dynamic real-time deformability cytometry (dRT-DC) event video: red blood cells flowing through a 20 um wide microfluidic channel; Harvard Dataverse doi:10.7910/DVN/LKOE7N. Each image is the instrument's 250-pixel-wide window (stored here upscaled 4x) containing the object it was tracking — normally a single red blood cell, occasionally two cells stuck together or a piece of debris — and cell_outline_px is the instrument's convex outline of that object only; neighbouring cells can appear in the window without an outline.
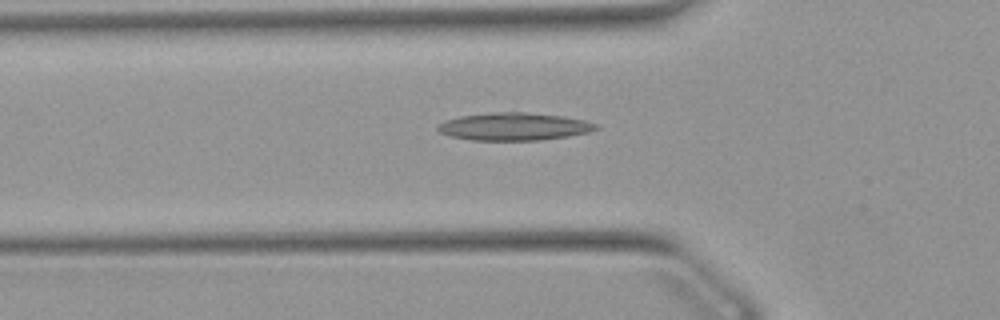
{"species": "Egyptian fruit bat (a non-hibernating species)", "species_latin": "Rousettus aegyptiacus", "temperature_condition": "warm", "stored_images_in_passage": 32, "camera_frame_rate_fps": 3000, "um_per_image_px": 0.085, "animal": {"sex": "female"}, "frame": {"image": 1, "passage_image": 2, "time_ms": 0.333, "image_size_px": [1000, 320], "cell_outline_px": [[600, 128], [588, 132], [568, 136], [540, 140], [472, 140], [452, 136], [440, 132], [436, 128], [436, 124], [460, 116], [496, 112], [524, 112], [560, 116], [584, 120], [600, 124]], "centroid_in_image_um": [43.72, 10.76], "position_along_channel_um": 82.1, "area_um2": 25.32}}
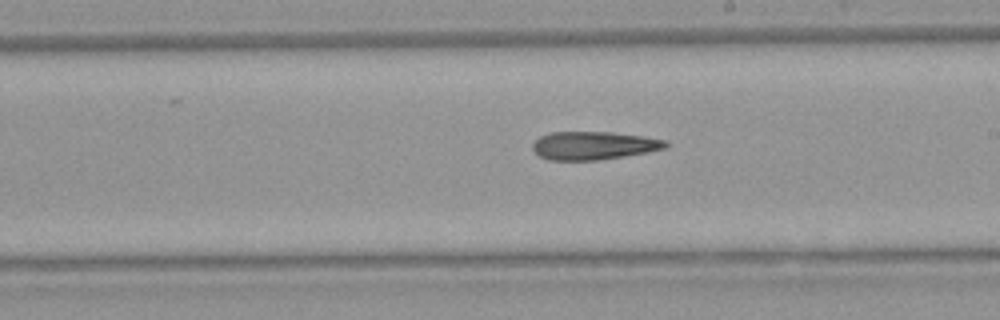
{"frame": {"image": 2, "passage_image": 14, "time_ms": 4.333, "image_size_px": [1000, 320], "cell_outline_px": [[668, 144], [664, 148], [648, 152], [596, 160], [548, 160], [540, 156], [532, 148], [532, 144], [540, 136], [552, 132], [612, 132], [668, 140]], "centroid_in_image_um": [50.44, 12.37], "position_along_channel_um": 238.6, "area_um2": 21.62}}
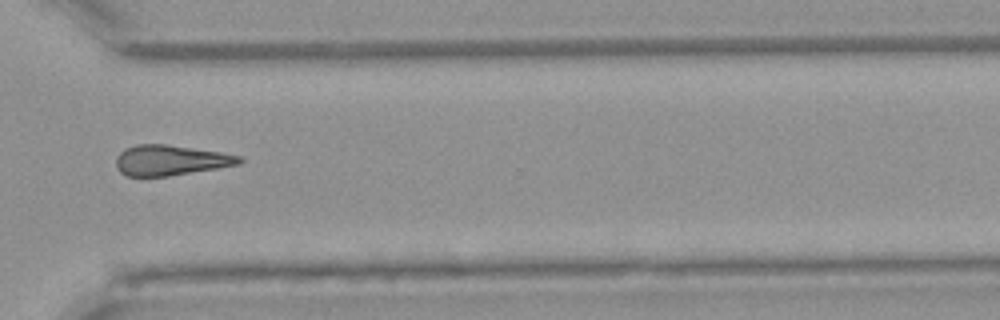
{"frame": {"image": 3, "passage_image": 23, "time_ms": 7.333, "image_size_px": [1000, 320], "cell_outline_px": [[244, 160], [240, 164], [168, 176], [128, 176], [120, 172], [116, 168], [116, 156], [124, 148], [136, 144], [168, 144], [220, 152], [240, 156]], "centroid_in_image_um": [14.46, 13.61], "position_along_channel_um": 356.1, "area_um2": 21.79}}